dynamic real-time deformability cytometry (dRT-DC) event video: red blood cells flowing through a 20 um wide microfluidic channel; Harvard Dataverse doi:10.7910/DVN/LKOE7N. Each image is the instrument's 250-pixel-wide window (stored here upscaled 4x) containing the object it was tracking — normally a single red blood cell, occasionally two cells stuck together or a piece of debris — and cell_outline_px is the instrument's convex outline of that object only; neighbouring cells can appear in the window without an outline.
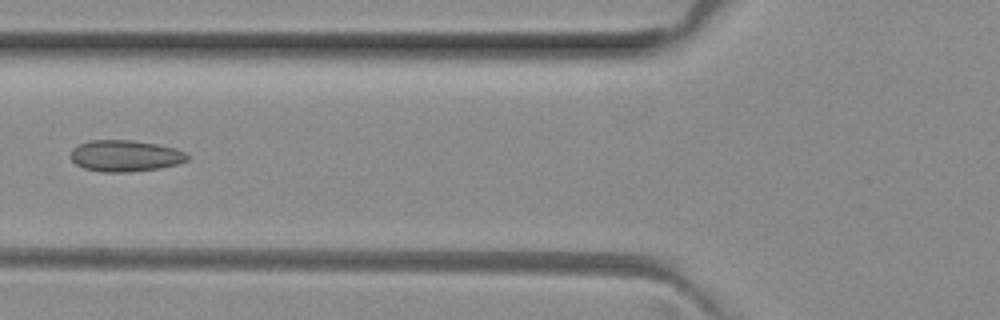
{"species": "common noctule bat (a hibernating species)", "species_latin": "Nyctalus noctula", "temperature_condition": "room temperature", "stored_images_in_passage": 4, "camera_frame_rate_fps": 3000, "um_per_image_px": 0.085, "animal": {"sex": "female", "body_mass_g": 29.2, "forearm_length_mm": 56.3}, "frame": {"image": 1, "passage_image": 4, "time_ms": 1.0, "image_size_px": [1000, 320], "cell_outline_px": [[188, 160], [176, 164], [160, 168], [128, 172], [100, 172], [84, 168], [76, 164], [72, 160], [72, 148], [88, 140], [132, 140], [156, 144], [176, 148], [184, 152], [188, 156]], "centroid_in_image_um": [10.63, 13.24], "position_along_channel_um": 115.2, "area_um2": 21.27}}